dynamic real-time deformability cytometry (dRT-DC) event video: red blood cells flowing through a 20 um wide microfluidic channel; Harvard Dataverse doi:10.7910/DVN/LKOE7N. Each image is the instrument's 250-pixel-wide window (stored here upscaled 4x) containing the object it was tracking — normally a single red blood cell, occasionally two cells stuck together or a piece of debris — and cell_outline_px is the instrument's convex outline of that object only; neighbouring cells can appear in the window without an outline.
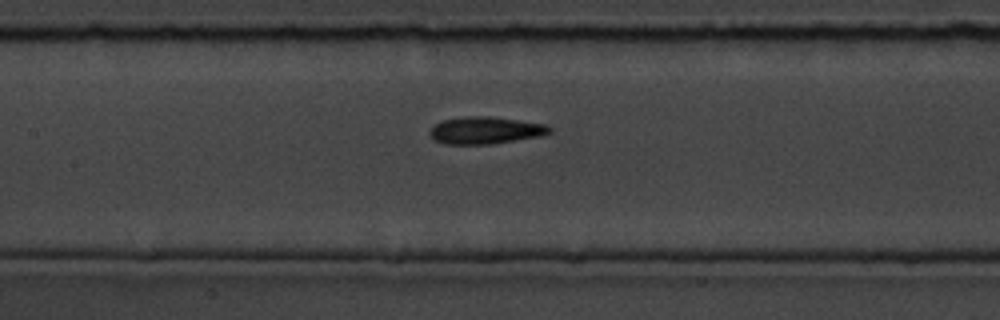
{"species": "common noctule bat (a hibernating species)", "species_latin": "Nyctalus noctula", "temperature_condition": "room temperature", "stored_images_in_passage": 8, "camera_frame_rate_fps": 3000, "um_per_image_px": 0.085, "animal": {"sex": "male", "body_mass_g": 19.5, "forearm_length_mm": 54.6}, "frame": {"image": 1, "passage_image": 8, "time_ms": 9.333, "image_size_px": [1000, 320], "cell_outline_px": [[552, 132], [540, 136], [492, 144], [444, 144], [432, 140], [428, 132], [432, 124], [440, 120], [464, 116], [488, 116], [544, 124], [552, 128]], "centroid_in_image_um": [41.17, 11.08], "position_along_channel_um": 166.2, "area_um2": 19.19}}